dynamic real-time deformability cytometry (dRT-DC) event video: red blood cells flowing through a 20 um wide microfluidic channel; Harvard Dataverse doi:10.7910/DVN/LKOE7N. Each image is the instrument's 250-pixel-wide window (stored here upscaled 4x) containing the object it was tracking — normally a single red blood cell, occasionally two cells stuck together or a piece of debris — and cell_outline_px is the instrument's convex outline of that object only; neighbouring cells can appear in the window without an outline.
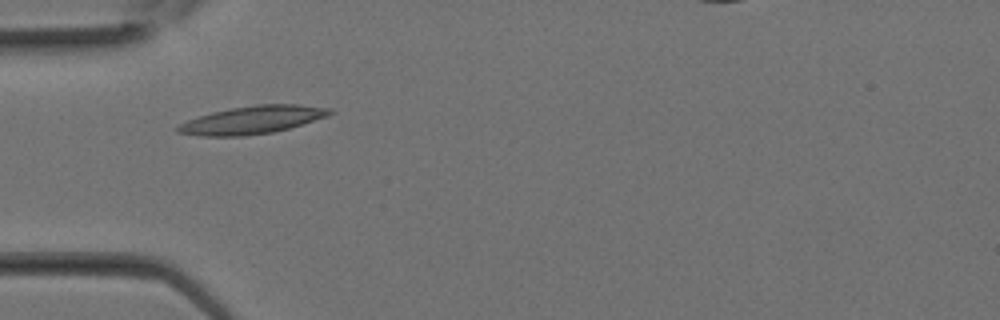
{"species": "Egyptian fruit bat (a non-hibernating species)", "species_latin": "Rousettus aegyptiacus", "temperature_condition": "room temperature", "stored_images_in_passage": 13, "camera_frame_rate_fps": 3000, "um_per_image_px": 0.085, "animal": {"sex": "female"}, "frame": {"image": 1, "passage_image": 8, "time_ms": 2.333, "image_size_px": [1000, 320], "cell_outline_px": [[336, 112], [328, 116], [288, 128], [272, 132], [244, 136], [200, 136], [176, 132], [176, 128], [180, 124], [188, 120], [212, 112], [232, 108], [256, 104], [296, 104], [332, 108]], "centroid_in_image_um": [21.48, 10.19], "position_along_channel_um": 63.5, "area_um2": 24.57}}
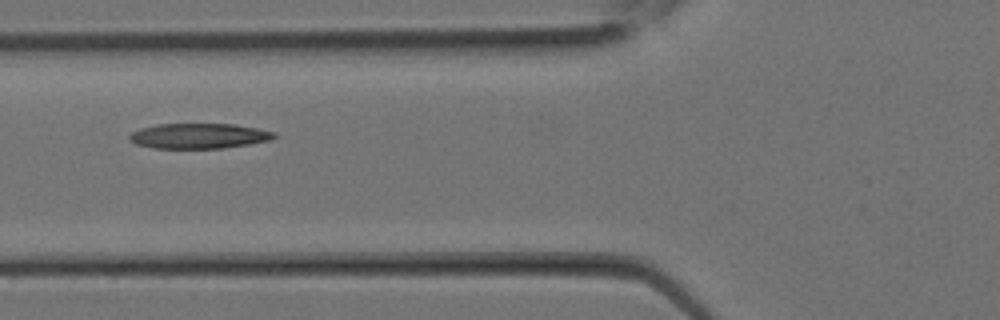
{"frame": {"image": 2, "passage_image": 10, "time_ms": 3.0, "image_size_px": [1000, 320], "cell_outline_px": [[280, 136], [268, 140], [248, 144], [224, 148], [152, 148], [136, 144], [128, 140], [128, 136], [132, 132], [140, 128], [156, 124], [236, 124], [276, 132]], "centroid_in_image_um": [16.89, 11.55], "position_along_channel_um": 108.9, "area_um2": 21.39}}
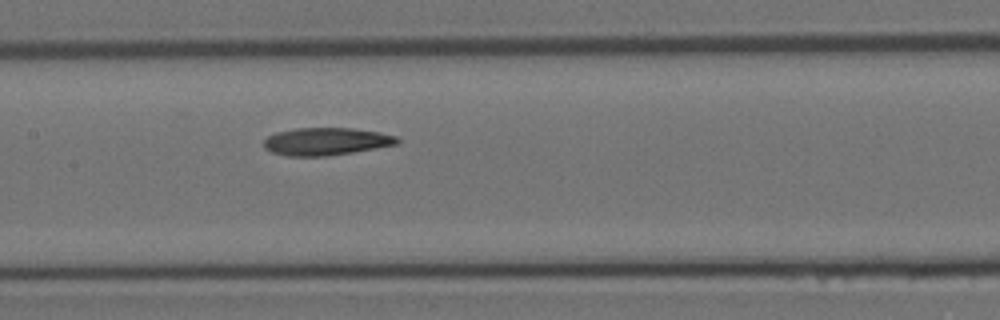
{"frame": {"image": 3, "passage_image": 13, "time_ms": 4.0, "image_size_px": [1000, 320], "cell_outline_px": [[400, 140], [396, 144], [352, 152], [324, 156], [288, 156], [272, 152], [264, 148], [264, 140], [268, 136], [276, 132], [296, 128], [352, 128], [380, 132], [396, 136]], "centroid_in_image_um": [27.69, 12.01], "position_along_channel_um": 179.7, "area_um2": 21.27}}